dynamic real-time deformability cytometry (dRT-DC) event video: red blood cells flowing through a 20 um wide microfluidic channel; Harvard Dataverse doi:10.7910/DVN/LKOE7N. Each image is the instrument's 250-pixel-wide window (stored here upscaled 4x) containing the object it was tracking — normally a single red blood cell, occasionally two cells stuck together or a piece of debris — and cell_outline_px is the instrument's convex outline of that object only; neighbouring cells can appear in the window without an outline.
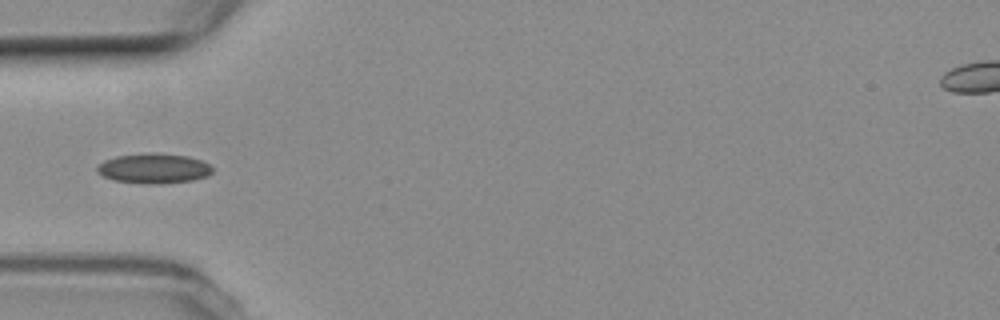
{"species": "common noctule bat (a hibernating species)", "species_latin": "Nyctalus noctula", "temperature_condition": "room temperature", "stored_images_in_passage": 3, "camera_frame_rate_fps": 3000, "um_per_image_px": 0.085, "animal": {"sex": "female", "body_mass_g": 19.3, "forearm_length_mm": 54.1}, "frame": {"image": 1, "passage_image": 3, "time_ms": 3.333, "image_size_px": [1000, 320], "cell_outline_px": [[212, 172], [208, 176], [192, 180], [160, 184], [148, 184], [116, 180], [104, 176], [96, 172], [96, 168], [104, 160], [116, 156], [188, 156], [200, 160], [208, 164], [212, 168]], "centroid_in_image_um": [13.08, 14.37], "position_along_channel_um": 71.9, "area_um2": 19.02}}